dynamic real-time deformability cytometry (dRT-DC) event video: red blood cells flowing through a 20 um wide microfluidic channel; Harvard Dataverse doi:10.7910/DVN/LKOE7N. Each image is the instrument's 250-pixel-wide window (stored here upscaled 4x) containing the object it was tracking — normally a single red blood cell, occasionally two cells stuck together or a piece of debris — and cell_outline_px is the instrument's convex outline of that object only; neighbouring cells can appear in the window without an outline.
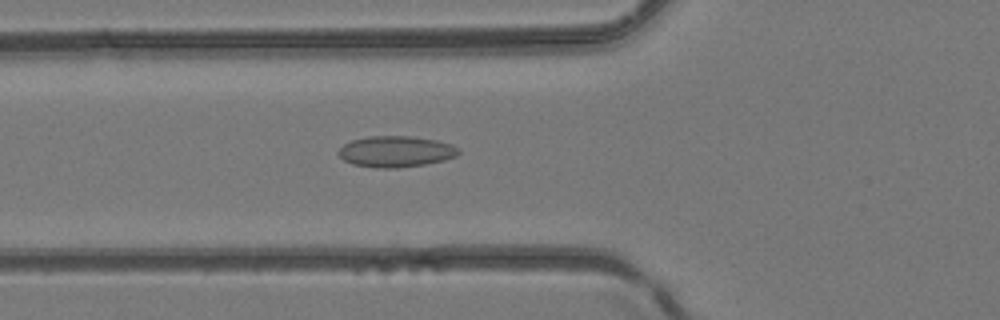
{"species": "common noctule bat (a hibernating species)", "species_latin": "Nyctalus noctula", "temperature_condition": "room temperature", "stored_images_in_passage": 47, "camera_frame_rate_fps": 3000, "um_per_image_px": 0.085, "animal": {"sex": "female", "body_mass_g": 24.6, "forearm_length_mm": 56.2}, "frame": {"image": 1, "passage_image": 18, "time_ms": 5.667, "image_size_px": [1000, 320], "cell_outline_px": [[460, 152], [456, 156], [444, 160], [424, 164], [396, 168], [376, 168], [352, 164], [344, 160], [336, 152], [344, 144], [352, 140], [368, 136], [412, 136], [436, 140], [452, 144]], "centroid_in_image_um": [33.62, 12.88], "position_along_channel_um": 92.2, "area_um2": 21.73}}
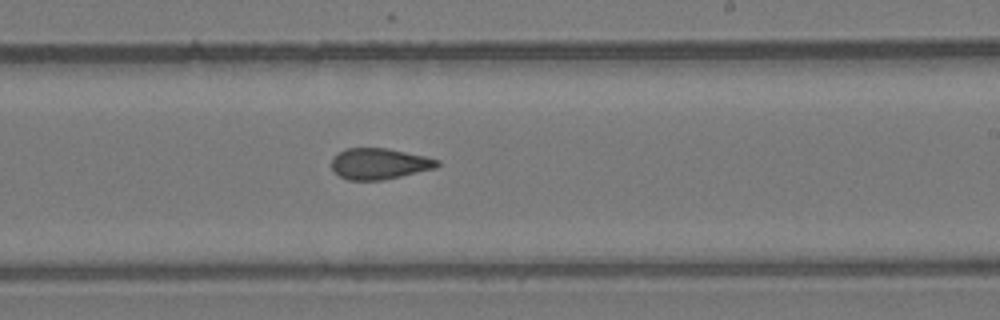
{"frame": {"image": 2, "passage_image": 29, "time_ms": 9.333, "image_size_px": [1000, 320], "cell_outline_px": [[440, 164], [436, 168], [400, 176], [380, 180], [348, 180], [340, 176], [332, 168], [332, 156], [336, 152], [344, 148], [388, 148], [424, 156], [440, 160]], "centroid_in_image_um": [32.22, 13.9], "position_along_channel_um": 256.8, "area_um2": 19.13}}
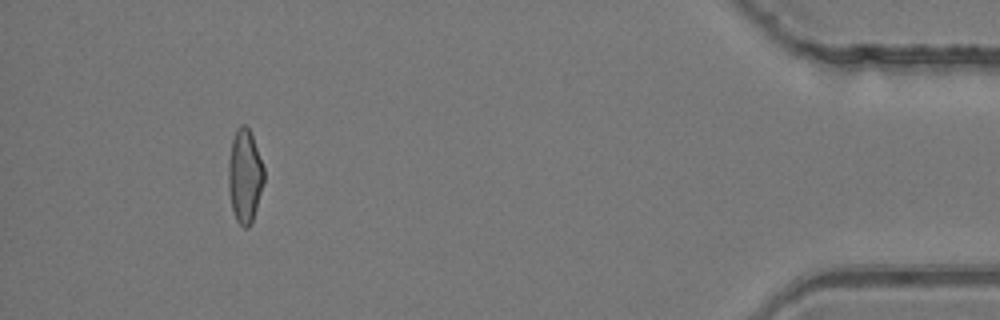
{"frame": {"image": 3, "passage_image": 44, "time_ms": 14.333, "image_size_px": [1000, 320], "cell_outline_px": [[264, 184], [252, 220], [248, 228], [244, 228], [236, 220], [232, 208], [228, 188], [228, 164], [232, 140], [236, 128], [240, 124], [244, 124], [248, 128], [252, 136], [264, 168]], "centroid_in_image_um": [20.8, 14.96], "position_along_channel_um": 414.4, "area_um2": 19.31}}